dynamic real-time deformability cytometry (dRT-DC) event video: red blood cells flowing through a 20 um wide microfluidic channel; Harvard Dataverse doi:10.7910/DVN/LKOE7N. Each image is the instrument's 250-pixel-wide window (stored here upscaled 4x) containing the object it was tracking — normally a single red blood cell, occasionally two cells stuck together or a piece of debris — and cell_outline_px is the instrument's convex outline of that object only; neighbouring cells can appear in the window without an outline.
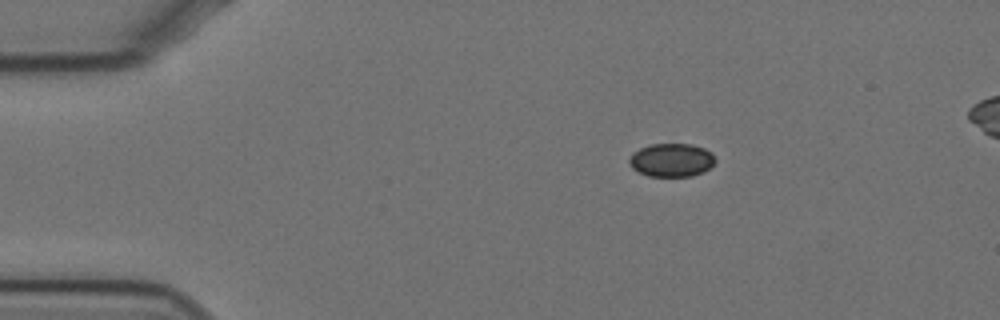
{"species": "Egyptian fruit bat (a non-hibernating species)", "species_latin": "Rousettus aegyptiacus", "temperature_condition": "cold", "stored_images_in_passage": 50, "camera_frame_rate_fps": 3000, "um_per_image_px": 0.085, "animal": {"sex": "female"}, "frame": {"image": 1, "passage_image": 1, "time_ms": 0.0, "image_size_px": [1000, 320], "cell_outline_px": [[716, 160], [704, 172], [692, 176], [648, 176], [632, 168], [628, 164], [628, 160], [632, 152], [640, 148], [652, 144], [692, 144], [704, 148], [712, 152]], "centroid_in_image_um": [57.07, 13.6], "position_along_channel_um": 27.9, "area_um2": 16.82}}
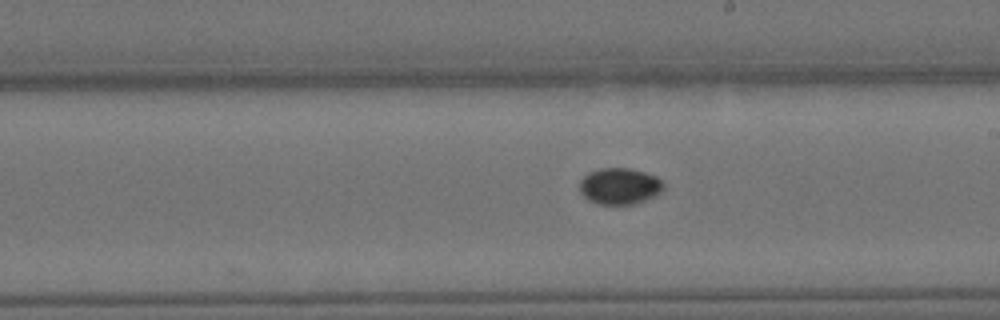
{"frame": {"image": 2, "passage_image": 24, "time_ms": 7.667, "image_size_px": [1000, 320], "cell_outline_px": [[664, 188], [660, 192], [636, 204], [596, 204], [588, 200], [580, 192], [580, 180], [588, 172], [600, 168], [628, 168], [644, 172], [656, 176], [664, 184]], "centroid_in_image_um": [52.64, 15.82], "position_along_channel_um": 236.4, "area_um2": 17.74}}
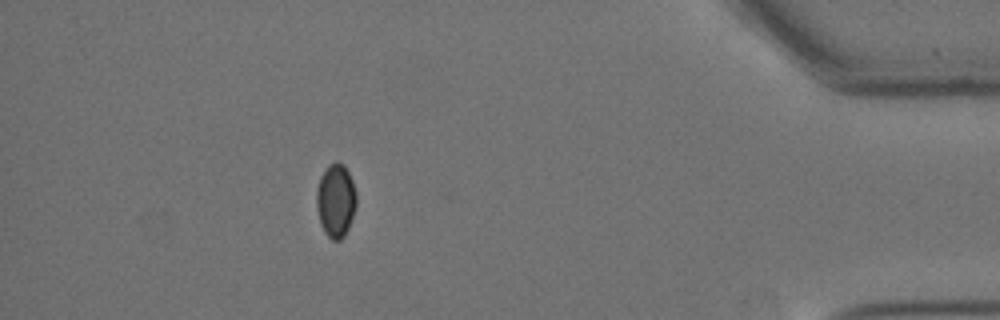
{"frame": {"image": 3, "passage_image": 43, "time_ms": 14.0, "image_size_px": [1000, 320], "cell_outline_px": [[356, 208], [348, 228], [344, 236], [340, 240], [332, 240], [324, 232], [320, 224], [316, 208], [316, 188], [320, 176], [328, 164], [336, 160], [344, 164], [352, 180], [356, 192]], "centroid_in_image_um": [28.52, 17.02], "position_along_channel_um": 406.7, "area_um2": 17.4}, "authors_computed_cell_mechanics": {"area_um2": 17.3111, "velocity_mm_per_s": 3.4818, "shape_relaxation_time_tau1_ms": 7.2704, "shape_relaxation_time_tau2_ms": null, "deformation_change_tau1": 0.0516, "deformation_change_tau2": null}}